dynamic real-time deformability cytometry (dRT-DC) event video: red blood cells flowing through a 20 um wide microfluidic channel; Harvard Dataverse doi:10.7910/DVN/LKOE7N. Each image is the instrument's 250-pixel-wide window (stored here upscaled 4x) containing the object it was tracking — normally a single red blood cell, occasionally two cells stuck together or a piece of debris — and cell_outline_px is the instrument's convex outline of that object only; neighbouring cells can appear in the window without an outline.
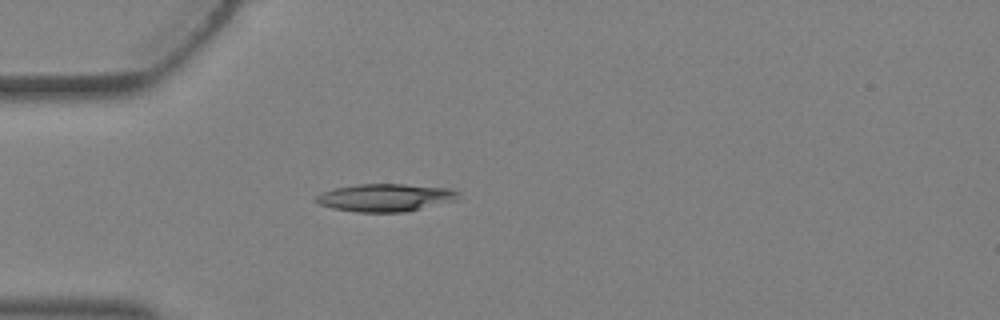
{"species": "Egyptian fruit bat (a non-hibernating species)", "species_latin": "Rousettus aegyptiacus", "temperature_condition": "warm", "stored_images_in_passage": 3, "camera_frame_rate_fps": 3000, "um_per_image_px": 0.085, "animal": {"sex": "female"}, "frame": {"image": 1, "passage_image": 3, "time_ms": 0.667, "image_size_px": [1000, 320], "cell_outline_px": [[464, 200], [404, 212], [356, 212], [332, 208], [320, 204], [316, 200], [316, 196], [324, 192], [336, 188], [360, 184], [404, 184], [452, 188], [460, 192]], "centroid_in_image_um": [32.93, 16.8], "position_along_channel_um": 52.1, "area_um2": 23.35}}